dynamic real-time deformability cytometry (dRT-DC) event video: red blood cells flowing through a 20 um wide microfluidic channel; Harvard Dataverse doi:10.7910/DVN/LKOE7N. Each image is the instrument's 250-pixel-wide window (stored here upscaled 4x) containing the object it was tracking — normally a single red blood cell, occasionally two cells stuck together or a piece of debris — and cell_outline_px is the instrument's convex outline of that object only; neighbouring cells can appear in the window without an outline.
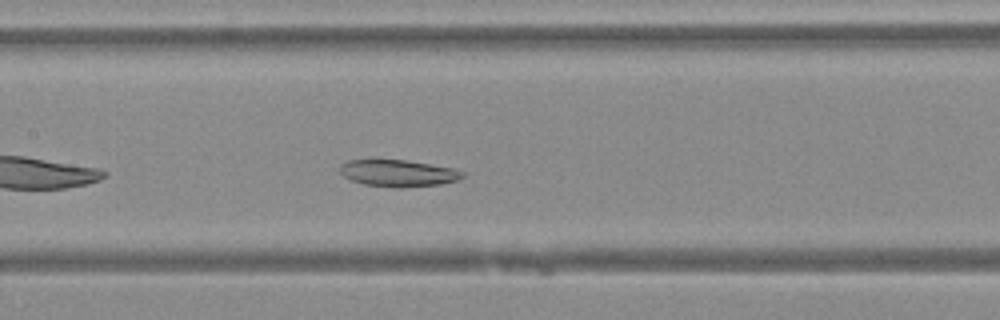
{"species": "Egyptian fruit bat (a non-hibernating species)", "species_latin": "Rousettus aegyptiacus", "temperature_condition": "warm", "stored_images_in_passage": 35, "camera_frame_rate_fps": 3000, "um_per_image_px": 0.085, "animal": {"sex": "female"}, "frame": {"image": 1, "passage_image": 10, "time_ms": 3.0, "image_size_px": [1000, 320], "cell_outline_px": [[464, 176], [456, 180], [440, 184], [400, 188], [396, 188], [364, 184], [348, 180], [340, 172], [340, 164], [348, 160], [404, 160], [452, 168], [464, 172]], "centroid_in_image_um": [33.79, 14.73], "position_along_channel_um": 173.6, "area_um2": 19.02}}
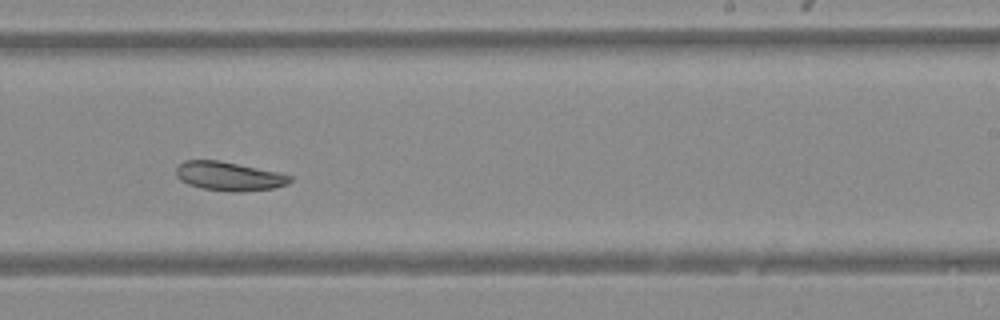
{"frame": {"image": 2, "passage_image": 17, "time_ms": 5.333, "image_size_px": [1000, 320], "cell_outline_px": [[292, 180], [288, 184], [272, 188], [244, 192], [228, 192], [204, 188], [188, 184], [180, 180], [176, 176], [176, 168], [184, 160], [220, 160], [280, 172], [292, 176]], "centroid_in_image_um": [19.48, 14.97], "position_along_channel_um": 269.5, "area_um2": 19.36}}
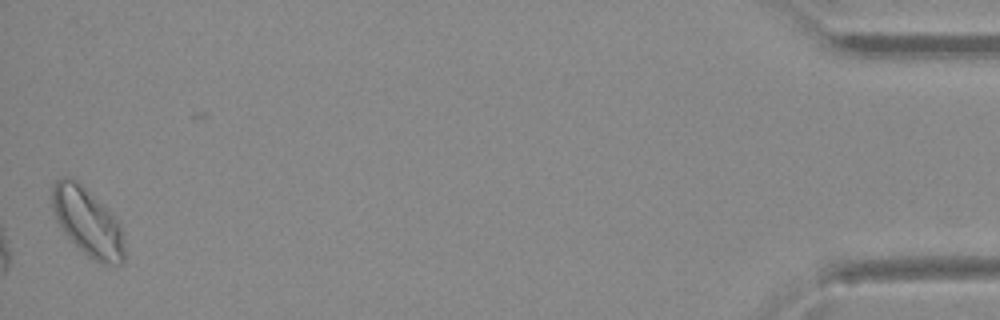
{"frame": {"image": 3, "passage_image": 35, "time_ms": 11.333, "image_size_px": [1000, 320], "cell_outline_px": [[124, 264], [100, 264], [88, 256], [60, 228], [56, 220], [52, 208], [52, 184], [56, 180], [64, 176], [72, 176], [120, 224], [124, 244]], "centroid_in_image_um": [7.41, 18.88], "position_along_channel_um": 427.8, "area_um2": 28.09}}